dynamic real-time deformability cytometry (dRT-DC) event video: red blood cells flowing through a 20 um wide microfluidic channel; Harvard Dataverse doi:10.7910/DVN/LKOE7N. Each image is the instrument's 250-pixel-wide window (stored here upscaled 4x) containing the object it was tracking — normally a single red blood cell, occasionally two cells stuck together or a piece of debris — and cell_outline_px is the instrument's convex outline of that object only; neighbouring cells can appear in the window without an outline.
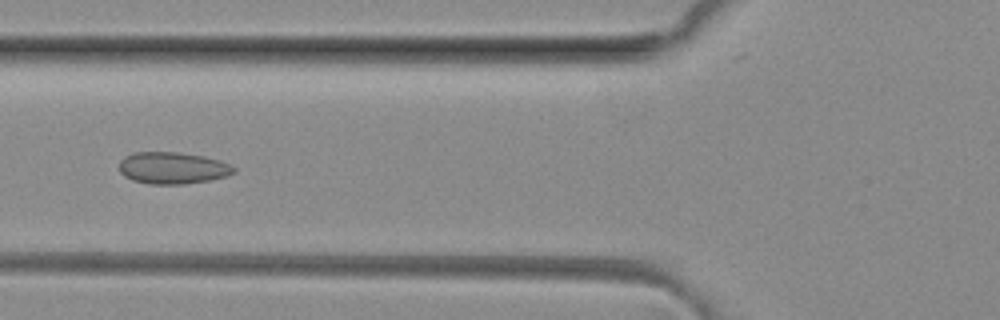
{"species": "common noctule bat (a hibernating species)", "species_latin": "Nyctalus noctula", "temperature_condition": "room temperature", "stored_images_in_passage": 49, "camera_frame_rate_fps": 3000, "um_per_image_px": 0.085, "animal": {"sex": "female", "body_mass_g": 29.2, "forearm_length_mm": 56.3}, "frame": {"image": 1, "passage_image": 18, "time_ms": 5.667, "image_size_px": [1000, 320], "cell_outline_px": [[236, 172], [212, 180], [184, 184], [148, 184], [132, 180], [124, 176], [120, 172], [120, 160], [124, 156], [136, 152], [176, 152], [204, 156], [220, 160], [236, 168]], "centroid_in_image_um": [14.67, 14.28], "position_along_channel_um": 111.1, "area_um2": 21.33}}
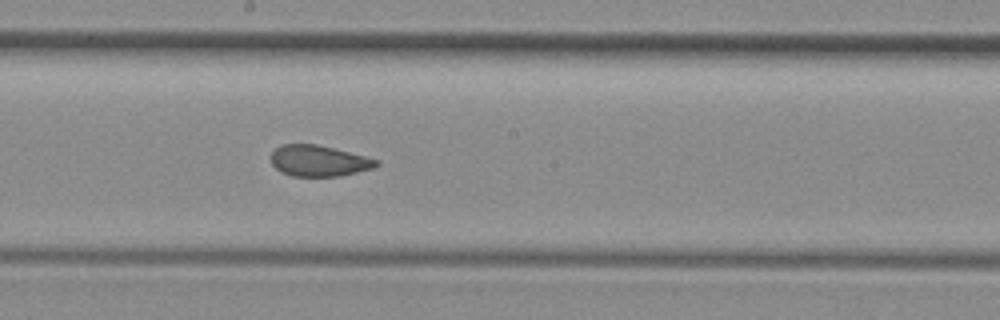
{"frame": {"image": 2, "passage_image": 26, "time_ms": 8.333, "image_size_px": [1000, 320], "cell_outline_px": [[380, 164], [376, 168], [340, 176], [292, 176], [280, 172], [272, 164], [272, 152], [276, 148], [284, 144], [316, 144], [380, 160]], "centroid_in_image_um": [27.13, 13.68], "position_along_channel_um": 221.1, "area_um2": 19.02}}
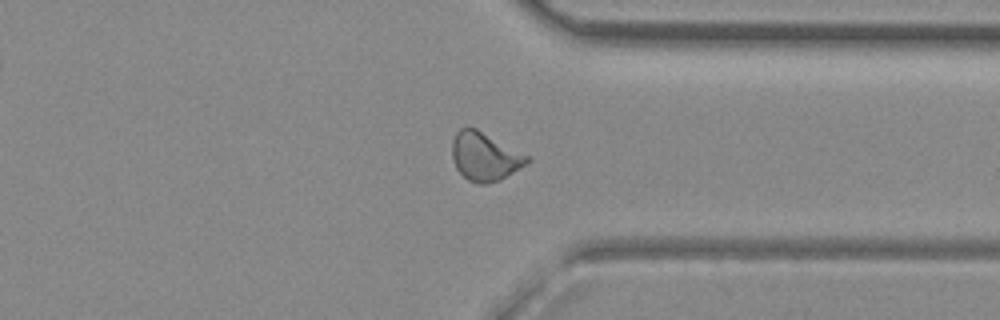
{"frame": {"image": 3, "passage_image": 37, "time_ms": 12.0, "image_size_px": [1000, 320], "cell_outline_px": [[532, 160], [500, 180], [488, 184], [480, 184], [468, 180], [456, 168], [452, 160], [452, 140], [456, 132], [460, 128], [476, 128], [528, 156]], "centroid_in_image_um": [41.18, 13.31], "position_along_channel_um": 370.2, "area_um2": 20.92}, "authors_computed_cell_mechanics": {"area_um2": 20.6346, "velocity_mm_per_s": 4.1146, "shape_relaxation_time_tau1_ms": null, "shape_relaxation_time_tau2_ms": 0.9698, "deformation_change_tau1": null, "deformation_change_tau2": 0.0635}}